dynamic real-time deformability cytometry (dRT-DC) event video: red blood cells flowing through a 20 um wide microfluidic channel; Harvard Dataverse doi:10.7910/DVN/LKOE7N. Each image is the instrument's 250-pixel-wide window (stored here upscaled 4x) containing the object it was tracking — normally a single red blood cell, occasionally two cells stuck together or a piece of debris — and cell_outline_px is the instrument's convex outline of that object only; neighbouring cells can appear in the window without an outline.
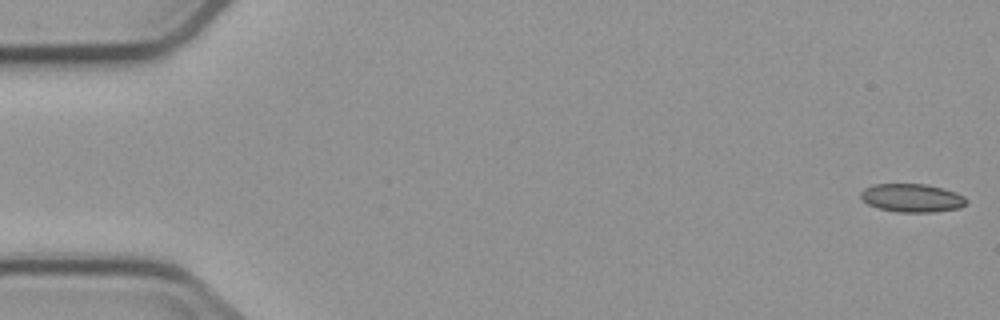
{"species": "common noctule bat (a hibernating species)", "species_latin": "Nyctalus noctula", "temperature_condition": "cold", "stored_images_in_passage": 5, "camera_frame_rate_fps": 3000, "um_per_image_px": 0.085, "animal": {"sex": "male", "body_mass_g": 23.1, "forearm_length_mm": 52.7}, "frame": {"image": 1, "passage_image": 1, "time_ms": 0.0, "image_size_px": [1000, 320], "cell_outline_px": [[968, 200], [960, 208], [932, 212], [900, 212], [880, 208], [868, 204], [860, 196], [860, 192], [864, 188], [872, 184], [924, 184], [944, 188], [956, 192], [964, 196]], "centroid_in_image_um": [77.53, 16.81], "position_along_channel_um": 7.5, "area_um2": 17.4}}